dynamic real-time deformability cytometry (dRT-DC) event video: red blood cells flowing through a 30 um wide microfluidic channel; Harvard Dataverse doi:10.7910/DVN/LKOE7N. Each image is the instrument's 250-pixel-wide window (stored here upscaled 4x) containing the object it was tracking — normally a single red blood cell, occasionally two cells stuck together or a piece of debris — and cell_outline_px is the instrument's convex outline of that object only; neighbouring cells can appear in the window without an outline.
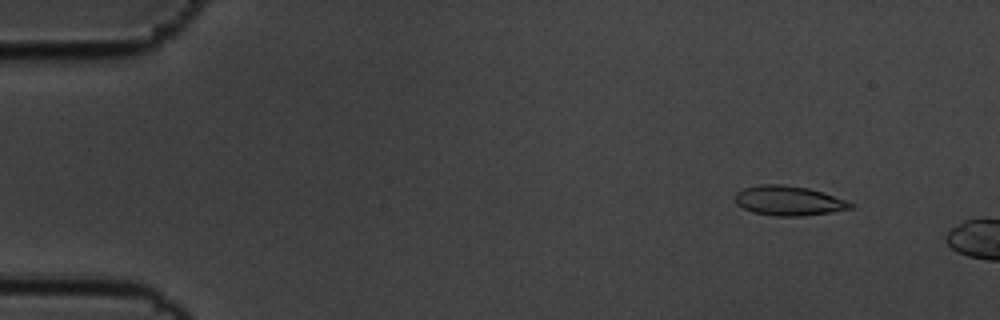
{"species": "common noctule bat (a hibernating species)", "species_latin": "Nyctalus noctula", "temperature_condition": "cold", "stored_images_in_passage": 10, "camera_frame_rate_fps": 3000, "um_per_image_px": 0.085, "animal": {"sex": "male", "body_mass_g": 19.5, "forearm_length_mm": 54.6}, "frame": {"image": 1, "passage_image": 6, "time_ms": 1.667, "image_size_px": [1000, 320], "cell_outline_px": [[852, 208], [832, 212], [800, 216], [772, 216], [752, 212], [736, 204], [736, 192], [744, 188], [760, 184], [780, 184], [808, 188], [844, 200], [852, 204]], "centroid_in_image_um": [66.97, 17.07], "position_along_channel_um": 18.0, "area_um2": 19.65}}